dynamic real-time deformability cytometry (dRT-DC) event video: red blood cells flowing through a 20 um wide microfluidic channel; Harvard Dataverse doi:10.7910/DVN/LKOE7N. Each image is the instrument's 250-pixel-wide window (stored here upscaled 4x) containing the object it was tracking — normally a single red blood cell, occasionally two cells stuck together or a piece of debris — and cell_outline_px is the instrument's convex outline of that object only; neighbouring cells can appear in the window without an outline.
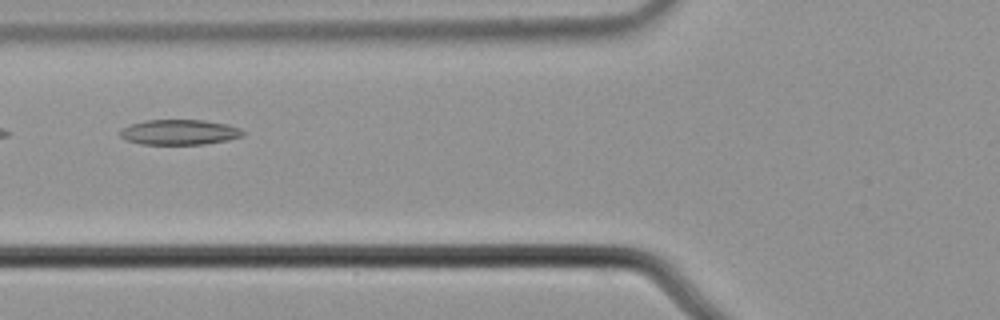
{"species": "common noctule bat (a hibernating species)", "species_latin": "Nyctalus noctula", "temperature_condition": "cold", "stored_images_in_passage": 5, "camera_frame_rate_fps": 3000, "um_per_image_px": 0.085, "animal": {"sex": "male", "body_mass_g": 21.5, "forearm_length_mm": 52.0}, "frame": {"image": 1, "passage_image": 4, "time_ms": 1.0, "image_size_px": [1000, 320], "cell_outline_px": [[244, 136], [228, 140], [204, 144], [140, 144], [124, 140], [120, 136], [120, 128], [144, 120], [204, 120], [228, 124], [240, 128], [244, 132]], "centroid_in_image_um": [15.24, 11.23], "position_along_channel_um": 110.6, "area_um2": 18.21}}
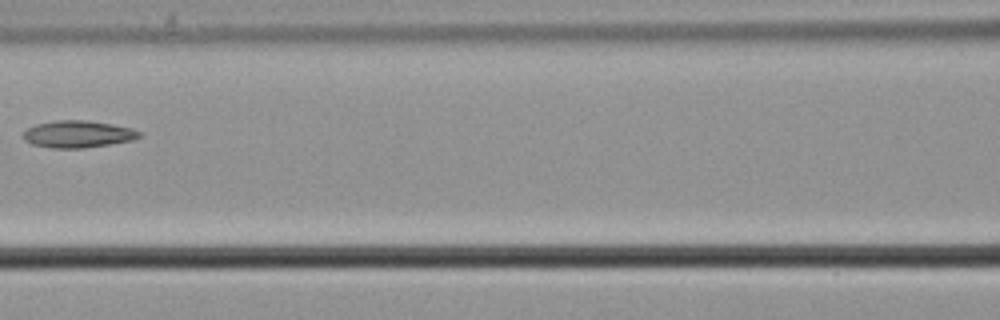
{"frame": {"image": 2, "passage_image": 5, "time_ms": 1.333, "image_size_px": [1000, 320], "cell_outline_px": [[140, 136], [132, 140], [84, 148], [52, 148], [32, 144], [24, 140], [20, 136], [28, 128], [36, 124], [56, 120], [84, 120], [112, 124], [132, 128], [140, 132]], "centroid_in_image_um": [6.58, 11.4], "position_along_channel_um": 160.0, "area_um2": 18.21}}